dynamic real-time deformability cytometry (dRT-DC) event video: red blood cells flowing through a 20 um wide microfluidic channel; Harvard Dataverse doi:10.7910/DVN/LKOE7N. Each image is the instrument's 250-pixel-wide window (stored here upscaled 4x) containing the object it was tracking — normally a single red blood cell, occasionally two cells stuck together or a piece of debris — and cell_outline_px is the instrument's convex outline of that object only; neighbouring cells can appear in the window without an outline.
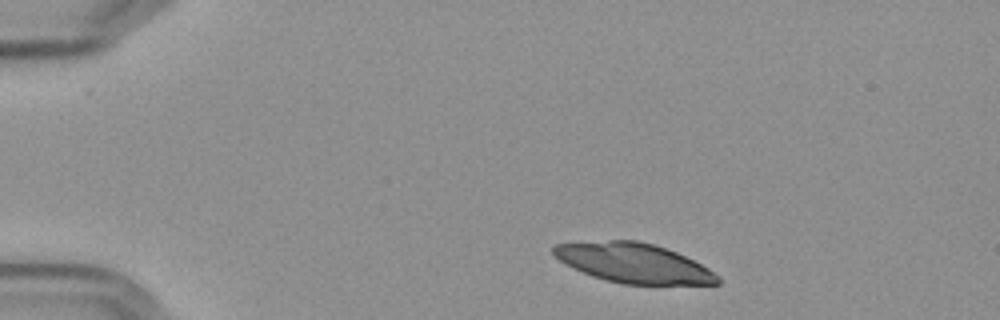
{"species": "Egyptian fruit bat (a non-hibernating species)", "species_latin": "Rousettus aegyptiacus", "temperature_condition": "cold", "stored_images_in_passage": 50, "camera_frame_rate_fps": 3000, "um_per_image_px": 0.085, "frame": {"image": 1, "passage_image": 4, "time_ms": 1.0, "image_size_px": [1000, 320], "cell_outline_px": [[720, 284], [620, 284], [604, 280], [592, 276], [572, 268], [564, 264], [552, 252], [552, 248], [556, 244], [612, 240], [636, 240], [652, 244], [676, 252], [708, 268], [720, 276]], "centroid_in_image_um": [53.84, 22.37], "position_along_channel_um": 31.2, "area_um2": 37.63}}